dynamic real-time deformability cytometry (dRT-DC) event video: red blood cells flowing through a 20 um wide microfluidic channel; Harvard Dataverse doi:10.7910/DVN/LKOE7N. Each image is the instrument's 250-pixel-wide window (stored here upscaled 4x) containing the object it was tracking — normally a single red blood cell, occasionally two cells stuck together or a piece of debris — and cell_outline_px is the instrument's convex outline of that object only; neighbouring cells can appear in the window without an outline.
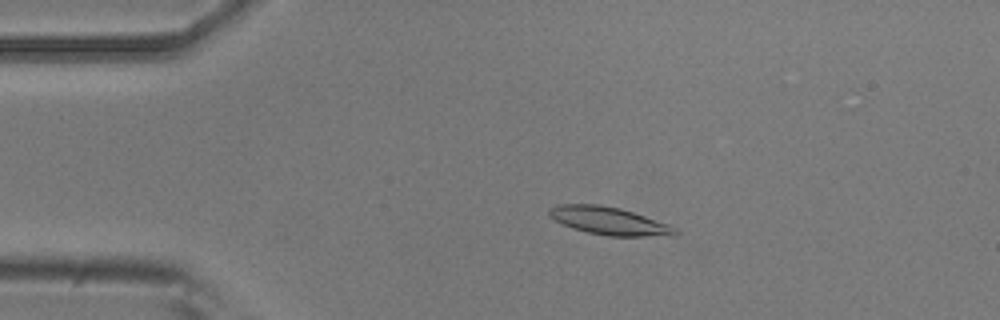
{"species": "common noctule bat (a hibernating species)", "species_latin": "Nyctalus noctula", "temperature_condition": "room temperature", "stored_images_in_passage": 3, "camera_frame_rate_fps": 3000, "um_per_image_px": 0.085, "animal": {"sex": "male", "body_mass_g": 20.5, "forearm_length_mm": 52.5}, "frame": {"image": 1, "passage_image": 2, "time_ms": 0.333, "image_size_px": [1000, 320], "cell_outline_px": [[680, 232], [676, 236], [608, 236], [588, 232], [572, 228], [548, 216], [548, 208], [556, 204], [600, 204], [620, 208], [668, 224], [676, 228]], "centroid_in_image_um": [51.77, 18.77], "position_along_channel_um": 33.2, "area_um2": 20.46}}